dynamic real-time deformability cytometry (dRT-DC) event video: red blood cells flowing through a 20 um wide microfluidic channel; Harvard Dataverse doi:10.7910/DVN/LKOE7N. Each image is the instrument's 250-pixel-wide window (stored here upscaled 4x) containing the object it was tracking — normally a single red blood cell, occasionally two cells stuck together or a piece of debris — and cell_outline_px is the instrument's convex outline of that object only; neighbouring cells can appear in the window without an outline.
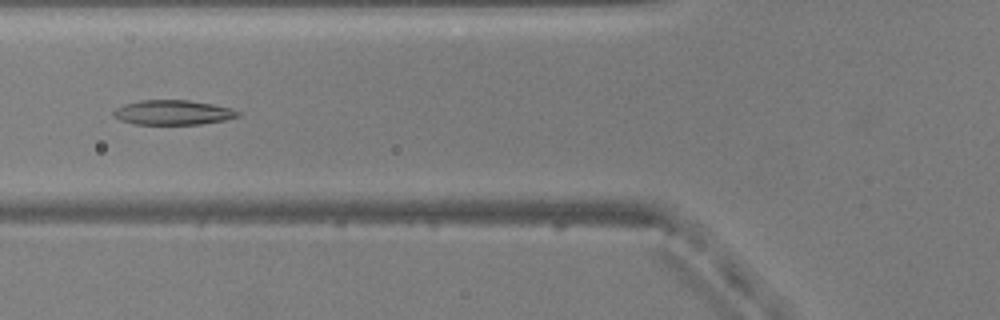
{"species": "common noctule bat (a hibernating species)", "species_latin": "Nyctalus noctula", "temperature_condition": "warm", "stored_images_in_passage": 41, "camera_frame_rate_fps": 3000, "um_per_image_px": 0.085, "animal": {"sex": "male", "body_mass_g": 20.5, "forearm_length_mm": 52.5}, "frame": {"image": 1, "passage_image": 11, "time_ms": 3.333, "image_size_px": [1000, 320], "cell_outline_px": [[240, 116], [224, 120], [200, 124], [132, 124], [120, 120], [112, 116], [112, 112], [116, 108], [124, 104], [140, 100], [188, 100], [212, 104], [232, 108], [240, 112]], "centroid_in_image_um": [14.67, 9.56], "position_along_channel_um": 111.1, "area_um2": 17.98}}
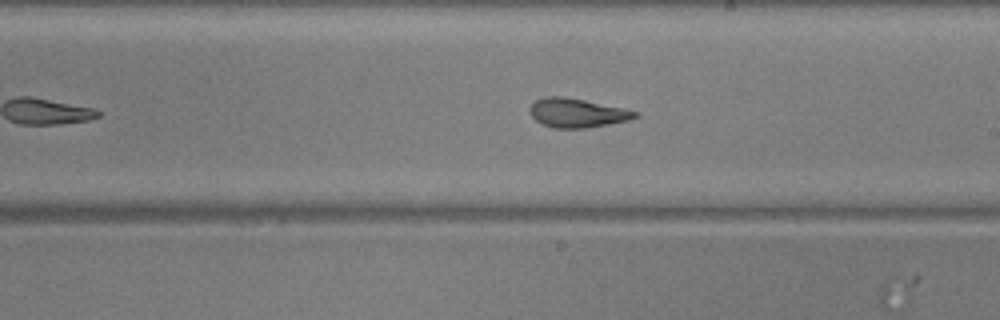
{"frame": {"image": 2, "passage_image": 21, "time_ms": 6.667, "image_size_px": [1000, 320], "cell_outline_px": [[640, 116], [632, 120], [588, 128], [552, 128], [540, 124], [528, 112], [528, 108], [536, 100], [548, 96], [560, 96], [584, 100], [624, 108], [640, 112]], "centroid_in_image_um": [49.08, 9.61], "position_along_channel_um": 239.9, "area_um2": 18.09}}
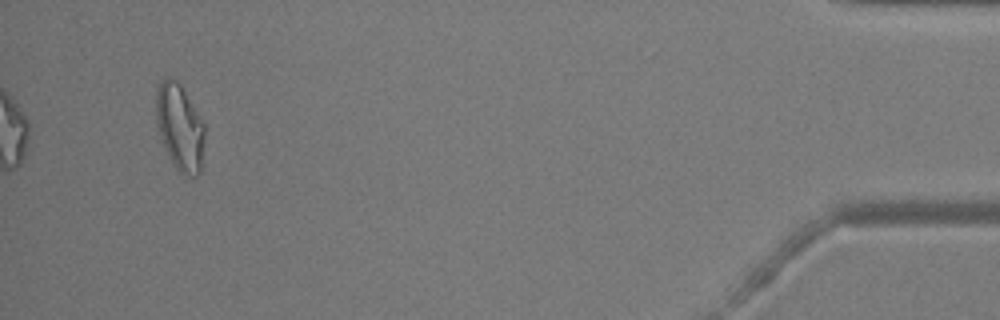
{"frame": {"image": 3, "passage_image": 41, "time_ms": 13.333, "image_size_px": [1000, 320], "cell_outline_px": [[204, 140], [200, 172], [196, 176], [184, 176], [176, 168], [164, 144], [156, 124], [156, 88], [160, 80], [168, 76], [172, 76], [180, 84], [204, 124]], "centroid_in_image_um": [15.27, 10.77], "position_along_channel_um": 419.9, "area_um2": 24.22}, "authors_computed_cell_mechanics": {"area_um2": 18.7272, "velocity_mm_per_s": 3.8681, "shape_relaxation_time_tau1_ms": 7.2563, "shape_relaxation_time_tau2_ms": 2.7542, "deformation_change_tau1": 0.2307, "deformation_change_tau2": 0.0759}}